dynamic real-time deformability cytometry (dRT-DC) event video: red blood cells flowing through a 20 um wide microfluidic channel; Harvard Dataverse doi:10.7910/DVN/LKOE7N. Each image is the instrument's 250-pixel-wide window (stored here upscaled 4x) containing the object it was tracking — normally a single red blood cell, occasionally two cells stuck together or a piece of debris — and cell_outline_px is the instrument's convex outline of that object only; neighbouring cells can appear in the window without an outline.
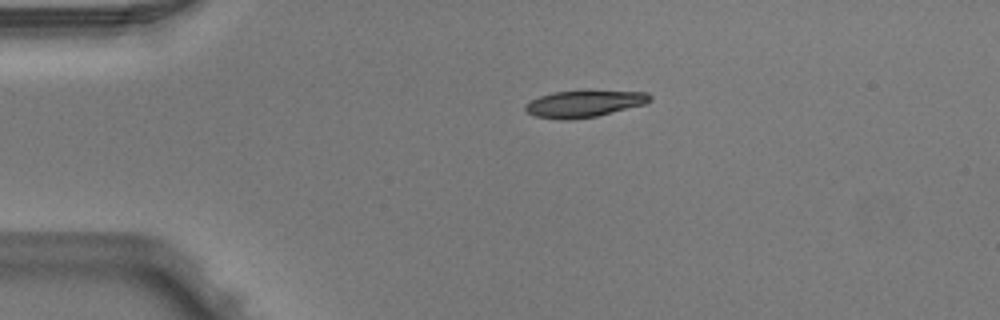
{"species": "Egyptian fruit bat (a non-hibernating species)", "species_latin": "Rousettus aegyptiacus", "temperature_condition": "warm", "stored_images_in_passage": 2, "camera_frame_rate_fps": 3000, "um_per_image_px": 0.085, "animal": {"sex": "male"}, "frame": {"image": 1, "passage_image": 1, "time_ms": 0.0, "image_size_px": [1000, 320], "cell_outline_px": [[652, 100], [644, 104], [596, 116], [572, 120], [560, 120], [536, 116], [528, 112], [524, 108], [524, 104], [540, 96], [552, 92], [588, 88], [648, 92], [652, 96]], "centroid_in_image_um": [49.69, 8.76], "position_along_channel_um": 35.3, "area_um2": 20.29}}
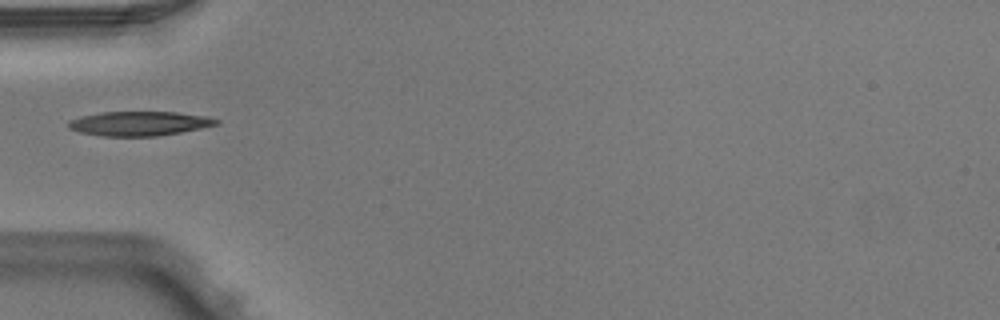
{"frame": {"image": 2, "passage_image": 2, "time_ms": 0.333, "image_size_px": [1000, 320], "cell_outline_px": [[220, 124], [180, 132], [156, 136], [100, 136], [80, 132], [68, 128], [68, 120], [80, 116], [100, 112], [176, 112], [208, 116], [220, 120]], "centroid_in_image_um": [11.83, 10.49], "position_along_channel_um": 73.2, "area_um2": 21.1}}